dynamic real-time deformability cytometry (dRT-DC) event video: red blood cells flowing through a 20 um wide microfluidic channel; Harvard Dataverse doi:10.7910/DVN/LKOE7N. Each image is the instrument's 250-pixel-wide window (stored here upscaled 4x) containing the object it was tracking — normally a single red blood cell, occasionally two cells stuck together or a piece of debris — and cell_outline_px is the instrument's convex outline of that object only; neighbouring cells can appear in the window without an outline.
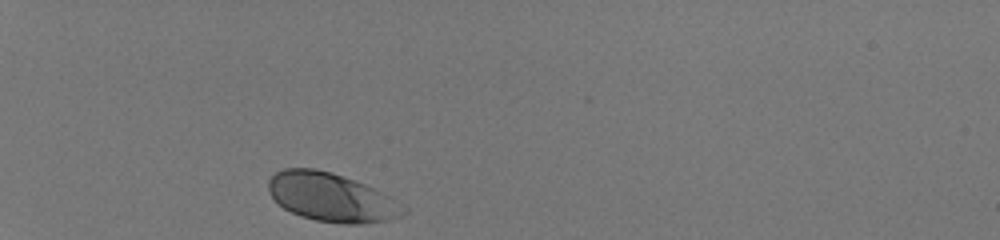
{"species": "human", "species_latin": "Homo sapiens", "temperature_condition": "room temperature", "stored_images_in_passage": 30, "camera_frame_rate_fps": 3000, "um_per_image_px": 0.085, "donor": {"sex": "male"}, "frame": {"image": 1, "passage_image": 1, "time_ms": 0.0, "image_size_px": [1000, 240], "cell_outline_px": [[408, 212], [400, 216], [388, 220], [360, 224], [340, 224], [316, 220], [300, 216], [284, 208], [268, 192], [268, 180], [276, 172], [284, 168], [312, 168], [332, 172], [344, 176], [364, 184], [388, 196], [408, 208]], "centroid_in_image_um": [28.16, 16.78], "position_along_channel_um": 56.8, "area_um2": 38.09}}
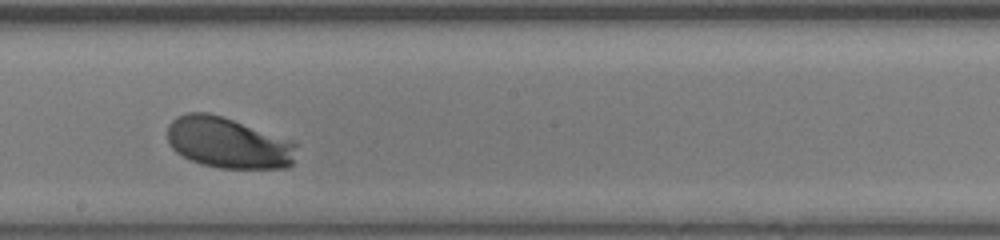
{"frame": {"image": 2, "passage_image": 17, "time_ms": 5.333, "image_size_px": [1000, 240], "cell_outline_px": [[296, 144], [292, 164], [288, 168], [220, 168], [200, 164], [176, 152], [168, 144], [168, 124], [176, 116], [188, 112], [208, 112], [292, 140]], "centroid_in_image_um": [19.36, 12.14], "position_along_channel_um": 228.8, "area_um2": 38.15}}
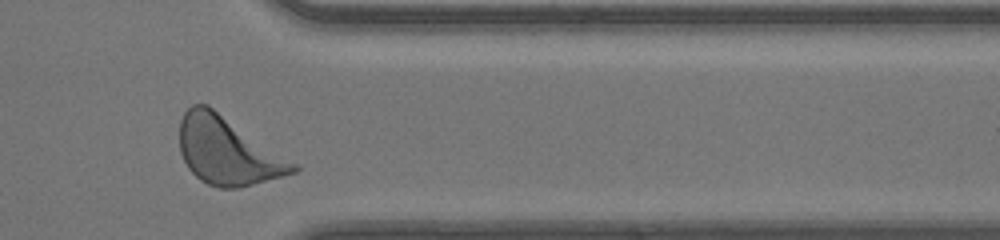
{"frame": {"image": 3, "passage_image": 29, "time_ms": 9.333, "image_size_px": [1000, 240], "cell_outline_px": [[300, 168], [296, 172], [240, 188], [220, 188], [208, 184], [200, 180], [188, 168], [180, 152], [180, 120], [184, 112], [192, 104], [208, 104], [300, 164]], "centroid_in_image_um": [19.39, 12.82], "position_along_channel_um": 392.0, "area_um2": 45.2}, "authors_computed_cell_mechanics": {"area_um2": 38.0902, "velocity_mm_per_s": 4.0898, "shape_relaxation_time_tau1_ms": 1.53, "shape_relaxation_time_tau2_ms": 4.8756, "deformation_change_tau1": 0.1233, "deformation_change_tau2": 0.1529}}